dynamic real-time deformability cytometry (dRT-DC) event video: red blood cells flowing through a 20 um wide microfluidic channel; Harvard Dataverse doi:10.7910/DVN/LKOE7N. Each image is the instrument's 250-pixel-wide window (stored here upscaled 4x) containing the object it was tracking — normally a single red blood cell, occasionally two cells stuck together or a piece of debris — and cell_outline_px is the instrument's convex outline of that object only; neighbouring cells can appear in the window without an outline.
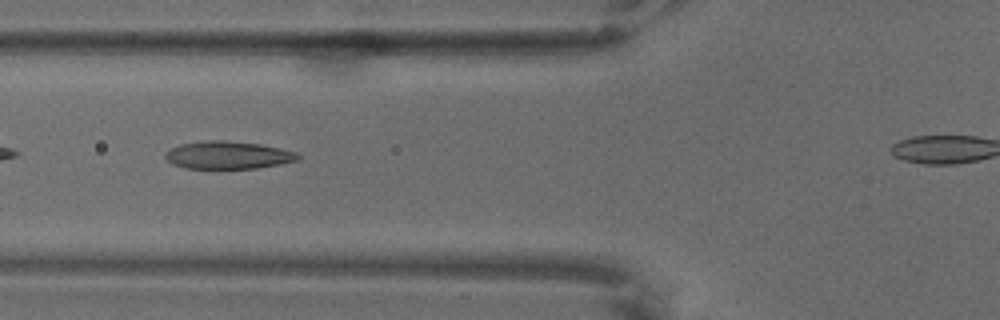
{"species": "common noctule bat (a hibernating species)", "species_latin": "Nyctalus noctula", "temperature_condition": "warm", "stored_images_in_passage": 39, "camera_frame_rate_fps": 3000, "um_per_image_px": 0.085, "animal": {"sex": "male", "body_mass_g": 18.8}, "frame": {"image": 1, "passage_image": 6, "time_ms": 1.667, "image_size_px": [1000, 320], "cell_outline_px": [[300, 156], [296, 160], [280, 164], [256, 168], [188, 168], [172, 164], [164, 156], [164, 152], [180, 144], [208, 140], [220, 140], [260, 144], [280, 148], [296, 152]], "centroid_in_image_um": [19.36, 13.18], "position_along_channel_um": 106.4, "area_um2": 21.15}}
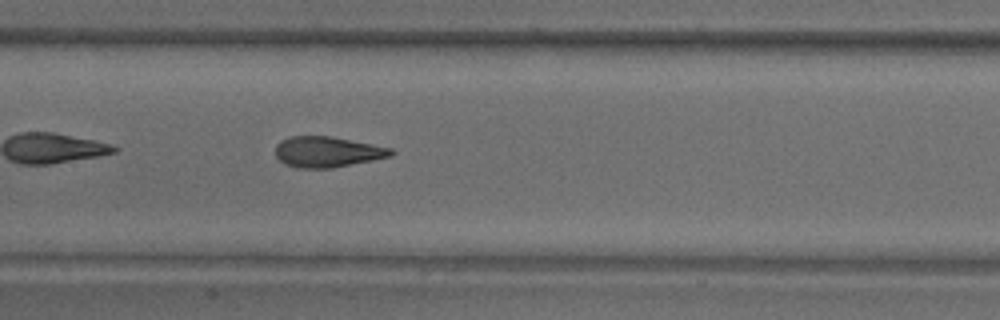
{"frame": {"image": 2, "passage_image": 13, "time_ms": 4.0, "image_size_px": [1000, 320], "cell_outline_px": [[396, 152], [392, 156], [332, 168], [296, 168], [284, 164], [276, 156], [276, 144], [280, 140], [292, 136], [332, 136], [392, 148]], "centroid_in_image_um": [27.82, 12.91], "position_along_channel_um": 179.6, "area_um2": 20.75}}
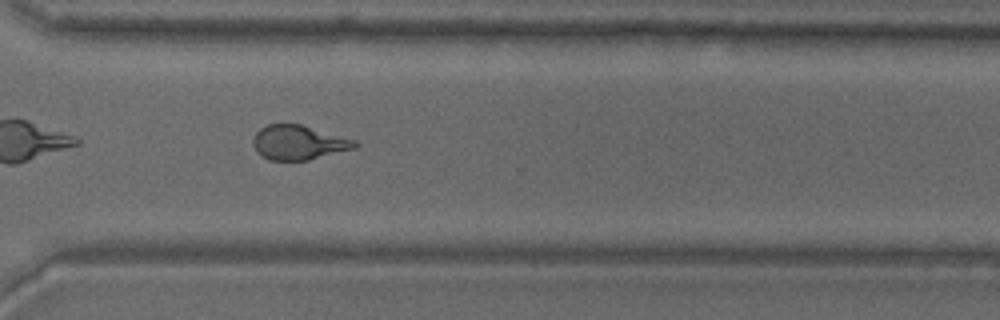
{"frame": {"image": 3, "passage_image": 29, "time_ms": 9.333, "image_size_px": [1000, 320], "cell_outline_px": [[360, 144], [356, 148], [308, 160], [268, 160], [256, 152], [252, 144], [252, 136], [260, 128], [268, 124], [300, 124], [356, 140]], "centroid_in_image_um": [25.36, 12.12], "position_along_channel_um": 345.2, "area_um2": 20.58}}